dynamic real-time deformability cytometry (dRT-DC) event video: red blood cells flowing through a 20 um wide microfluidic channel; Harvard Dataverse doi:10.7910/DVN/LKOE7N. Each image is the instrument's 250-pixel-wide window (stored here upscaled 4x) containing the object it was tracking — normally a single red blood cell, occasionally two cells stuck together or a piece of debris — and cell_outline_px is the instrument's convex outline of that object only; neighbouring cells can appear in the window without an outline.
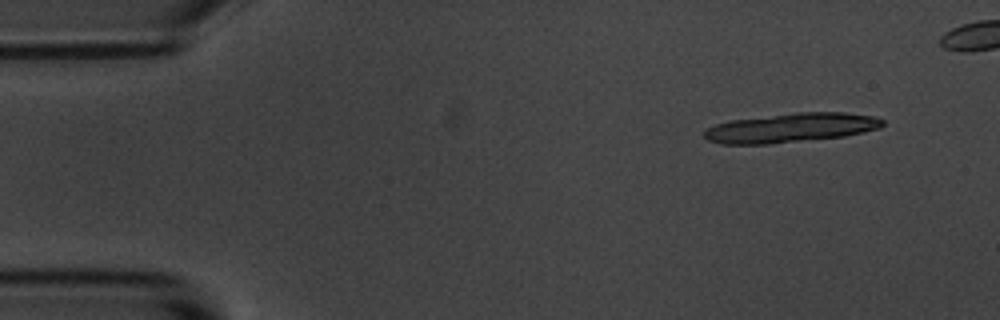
{"species": "common noctule bat (a hibernating species)", "species_latin": "Nyctalus noctula", "temperature_condition": "room temperature", "stored_images_in_passage": 7, "camera_frame_rate_fps": 3000, "um_per_image_px": 0.085, "animal": {"sex": "male", "body_mass_g": 20.1, "forearm_length_mm": 53.5}, "frame": {"image": 1, "passage_image": 1, "time_ms": 0.0, "image_size_px": [1000, 320], "cell_outline_px": [[884, 124], [880, 128], [864, 132], [844, 136], [768, 144], [720, 144], [708, 140], [704, 136], [704, 128], [728, 120], [796, 112], [844, 112], [872, 116], [884, 120]], "centroid_in_image_um": [67.19, 10.86], "position_along_channel_um": 17.8, "area_um2": 30.52}}
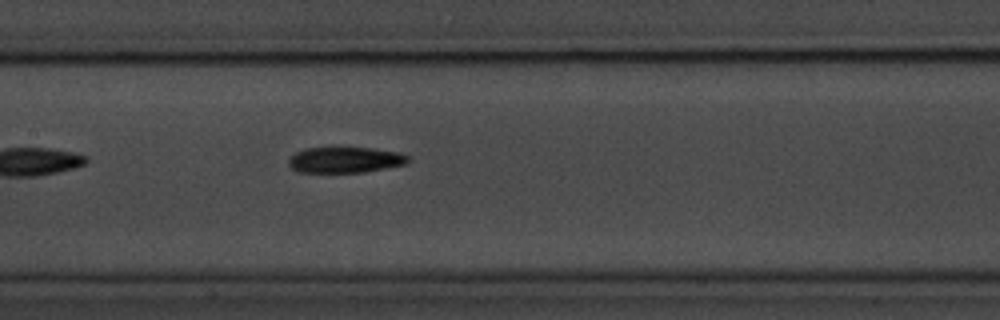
{"frame": {"image": 2, "passage_image": 7, "time_ms": 7.0, "image_size_px": [1000, 320], "cell_outline_px": [[412, 160], [408, 164], [364, 172], [296, 172], [288, 164], [288, 160], [296, 152], [304, 148], [332, 144], [372, 148], [400, 152], [408, 156]], "centroid_in_image_um": [29.34, 13.53], "position_along_channel_um": 178.1, "area_um2": 19.07}}